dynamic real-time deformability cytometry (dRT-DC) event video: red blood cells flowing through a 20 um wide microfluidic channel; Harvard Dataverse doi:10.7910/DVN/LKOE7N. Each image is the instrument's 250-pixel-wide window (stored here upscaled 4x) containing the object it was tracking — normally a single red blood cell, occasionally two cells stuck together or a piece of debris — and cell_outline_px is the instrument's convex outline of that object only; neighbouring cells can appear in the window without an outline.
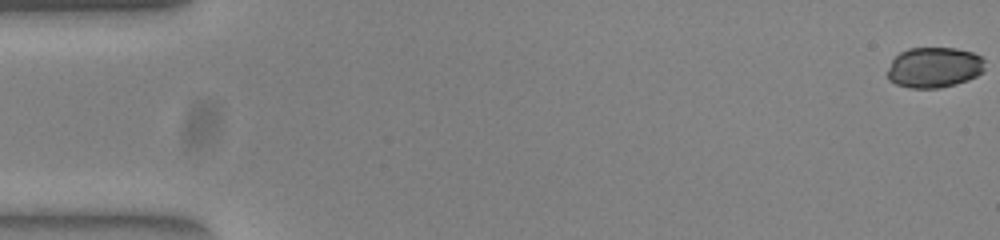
{"species": "common noctule bat (a hibernating species)", "species_latin": "Nyctalus noctula", "temperature_condition": "warm", "stored_images_in_passage": 54, "camera_frame_rate_fps": 3000, "um_per_image_px": 0.085, "animal": {"sex": "female", "body_mass_g": 23.0, "forearm_length_mm": 53.4}, "frame": {"image": 1, "passage_image": 1, "time_ms": 0.0, "image_size_px": [1000, 240], "cell_outline_px": [[984, 72], [968, 80], [956, 84], [940, 88], [908, 88], [896, 84], [888, 80], [888, 68], [892, 60], [900, 52], [908, 48], [956, 48], [972, 52], [980, 56], [984, 60]], "centroid_in_image_um": [79.4, 5.74], "position_along_channel_um": 5.6, "area_um2": 23.18}}
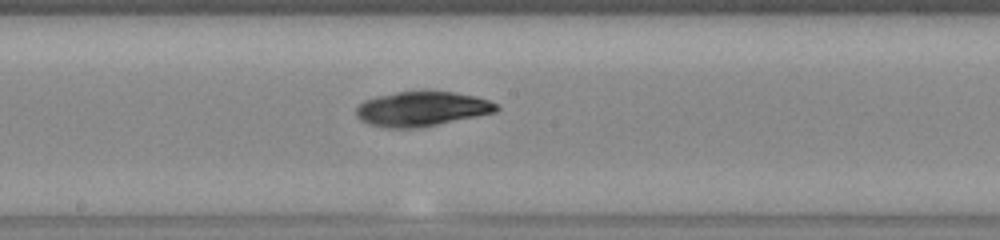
{"frame": {"image": 2, "passage_image": 29, "time_ms": 9.333, "image_size_px": [1000, 240], "cell_outline_px": [[500, 108], [496, 112], [416, 128], [388, 128], [368, 124], [360, 120], [356, 116], [356, 108], [364, 100], [376, 96], [396, 92], [452, 92], [476, 96], [488, 100], [496, 104]], "centroid_in_image_um": [35.82, 9.26], "position_along_channel_um": 212.4, "area_um2": 28.03}}
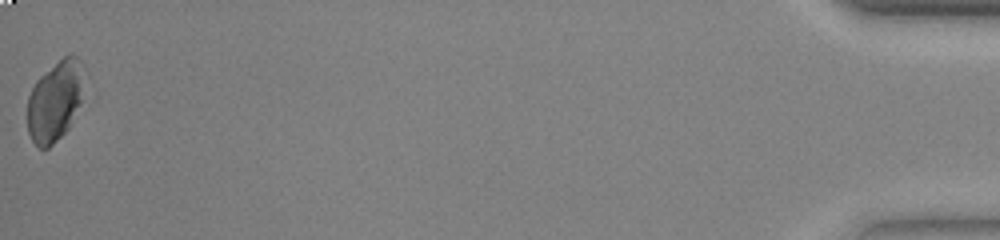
{"frame": {"image": 3, "passage_image": 54, "time_ms": 17.667, "image_size_px": [1000, 240], "cell_outline_px": [[84, 96], [68, 128], [48, 148], [40, 148], [32, 140], [28, 132], [28, 96], [36, 80], [40, 76], [68, 52], [76, 56], [84, 64]], "centroid_in_image_um": [4.71, 8.52], "position_along_channel_um": 430.5, "area_um2": 26.82}, "authors_computed_cell_mechanics": {"area_um2": 27.5128, "velocity_mm_per_s": 3.8557, "shape_relaxation_time_tau1_ms": 8.1938, "shape_relaxation_time_tau2_ms": 3.241, "deformation_change_tau1": 0.1477, "deformation_change_tau2": 0.0419}}